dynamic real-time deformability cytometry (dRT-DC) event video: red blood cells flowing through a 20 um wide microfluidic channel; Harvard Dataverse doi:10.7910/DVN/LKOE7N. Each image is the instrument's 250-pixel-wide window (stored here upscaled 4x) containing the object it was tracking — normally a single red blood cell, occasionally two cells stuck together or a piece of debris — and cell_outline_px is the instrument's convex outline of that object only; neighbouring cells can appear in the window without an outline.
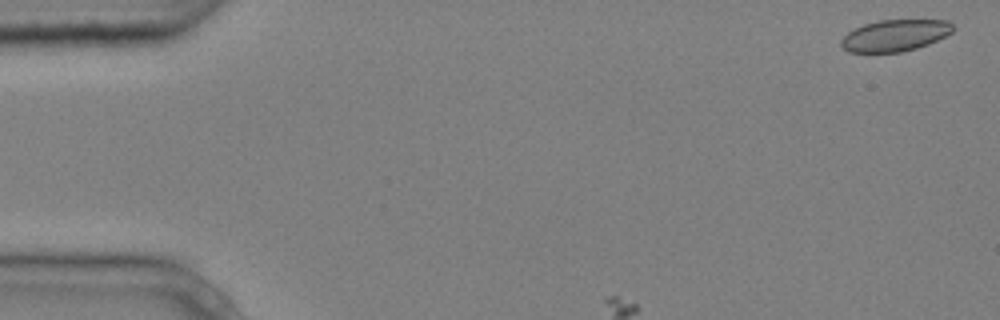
{"species": "common noctule bat (a hibernating species)", "species_latin": "Nyctalus noctula", "temperature_condition": "cold", "stored_images_in_passage": 4, "camera_frame_rate_fps": 3000, "um_per_image_px": 0.085, "animal": {"sex": "male", "body_mass_g": 20.4}, "frame": {"image": 1, "passage_image": 1, "time_ms": 0.0, "image_size_px": [1000, 320], "cell_outline_px": [[956, 28], [952, 32], [928, 44], [916, 48], [900, 52], [848, 52], [840, 44], [840, 40], [848, 32], [864, 24], [880, 20], [948, 20]], "centroid_in_image_um": [76.08, 3.01], "position_along_channel_um": 8.9, "area_um2": 20.46}}